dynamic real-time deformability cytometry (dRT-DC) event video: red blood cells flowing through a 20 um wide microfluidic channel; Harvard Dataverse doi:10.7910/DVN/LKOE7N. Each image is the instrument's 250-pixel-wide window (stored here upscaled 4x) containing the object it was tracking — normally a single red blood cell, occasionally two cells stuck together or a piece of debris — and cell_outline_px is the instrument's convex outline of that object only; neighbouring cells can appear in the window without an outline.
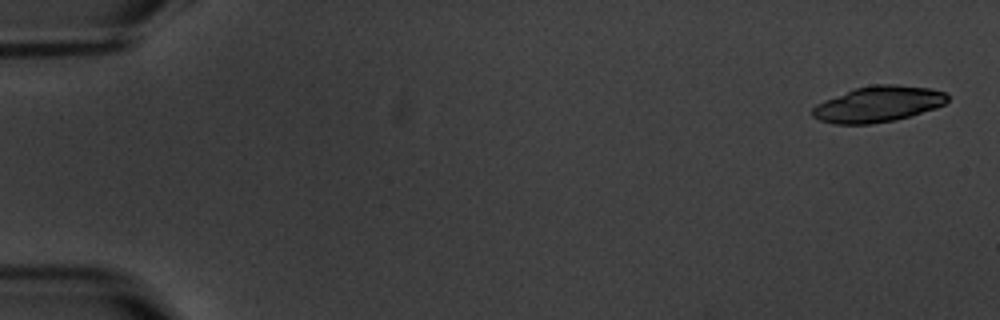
{"species": "common noctule bat (a hibernating species)", "species_latin": "Nyctalus noctula", "temperature_condition": "warm", "stored_images_in_passage": 6, "camera_frame_rate_fps": 3000, "um_per_image_px": 0.085, "animal": {"sex": "male", "body_mass_g": 20.1, "forearm_length_mm": 53.5}, "frame": {"image": 1, "passage_image": 1, "time_ms": 0.0, "image_size_px": [1000, 320], "cell_outline_px": [[948, 100], [944, 104], [936, 108], [896, 120], [872, 124], [832, 124], [820, 120], [812, 116], [812, 108], [816, 104], [824, 100], [856, 88], [872, 84], [892, 84], [932, 88], [944, 92], [948, 96]], "centroid_in_image_um": [74.64, 8.85], "position_along_channel_um": 10.4, "area_um2": 28.26}}